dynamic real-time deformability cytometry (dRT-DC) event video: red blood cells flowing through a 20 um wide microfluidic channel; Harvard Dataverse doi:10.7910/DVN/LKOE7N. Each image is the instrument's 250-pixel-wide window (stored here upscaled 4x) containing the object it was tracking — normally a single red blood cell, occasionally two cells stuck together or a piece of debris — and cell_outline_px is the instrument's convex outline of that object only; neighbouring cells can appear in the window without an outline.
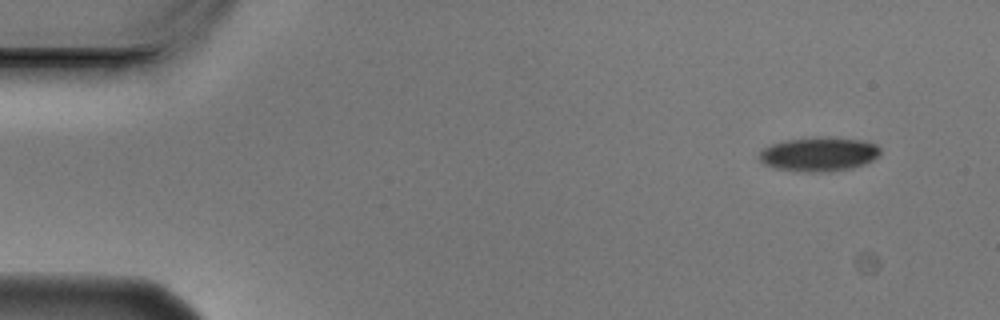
{"species": "Egyptian fruit bat (a non-hibernating species)", "species_latin": "Rousettus aegyptiacus", "temperature_condition": "cold", "stored_images_in_passage": 3, "camera_frame_rate_fps": 3000, "um_per_image_px": 0.085, "animal": {"sex": "male"}, "frame": {"image": 1, "passage_image": 1, "time_ms": 0.0, "image_size_px": [1000, 320], "cell_outline_px": [[880, 156], [864, 164], [852, 168], [832, 172], [804, 172], [776, 168], [764, 164], [760, 160], [760, 152], [764, 148], [772, 144], [784, 140], [816, 136], [860, 140], [876, 144], [880, 148]], "centroid_in_image_um": [69.62, 13.11], "position_along_channel_um": 15.4, "area_um2": 24.22}}
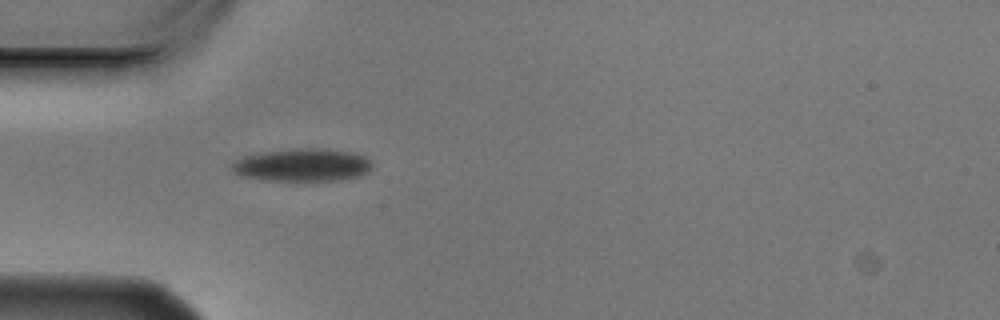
{"frame": {"image": 2, "passage_image": 3, "time_ms": 0.667, "image_size_px": [1000, 320], "cell_outline_px": [[372, 168], [368, 172], [360, 176], [336, 180], [268, 180], [240, 176], [232, 168], [232, 164], [236, 160], [244, 156], [260, 152], [300, 148], [316, 148], [352, 152], [364, 156], [372, 160]], "centroid_in_image_um": [25.74, 14.02], "position_along_channel_um": 59.3, "area_um2": 26.65}}